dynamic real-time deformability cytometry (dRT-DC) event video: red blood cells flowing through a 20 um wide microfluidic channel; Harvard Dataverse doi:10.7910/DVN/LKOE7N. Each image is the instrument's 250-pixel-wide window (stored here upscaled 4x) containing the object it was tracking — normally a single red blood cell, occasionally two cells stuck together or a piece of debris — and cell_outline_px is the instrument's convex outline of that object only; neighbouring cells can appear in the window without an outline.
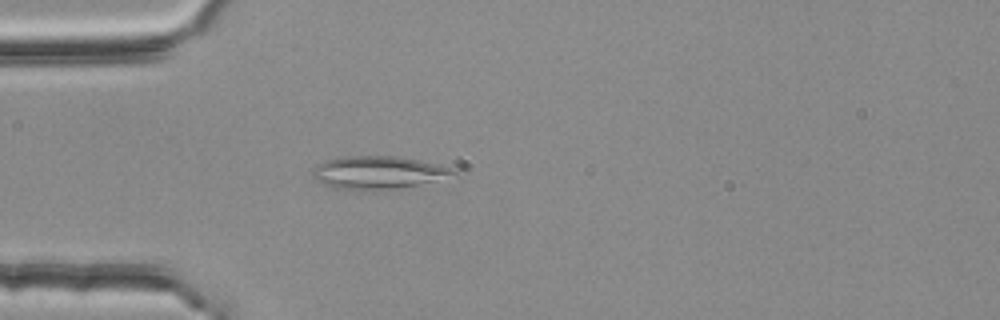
{"species": "common noctule bat (a hibernating species)", "species_latin": "Nyctalus noctula", "temperature_condition": "room temperature", "stored_images_in_passage": 53, "camera_frame_rate_fps": 3000, "um_per_image_px": 0.085, "animal": {"sex": "female", "body_mass_g": 25.1}, "frame": {"image": 1, "passage_image": 13, "time_ms": 4.0, "image_size_px": [1000, 320], "cell_outline_px": [[460, 176], [384, 192], [364, 192], [332, 188], [316, 180], [312, 176], [312, 168], [316, 164], [340, 156], [400, 156], [440, 164], [452, 168], [460, 172]], "centroid_in_image_um": [32.22, 14.71], "position_along_channel_um": 52.8, "area_um2": 28.5}}
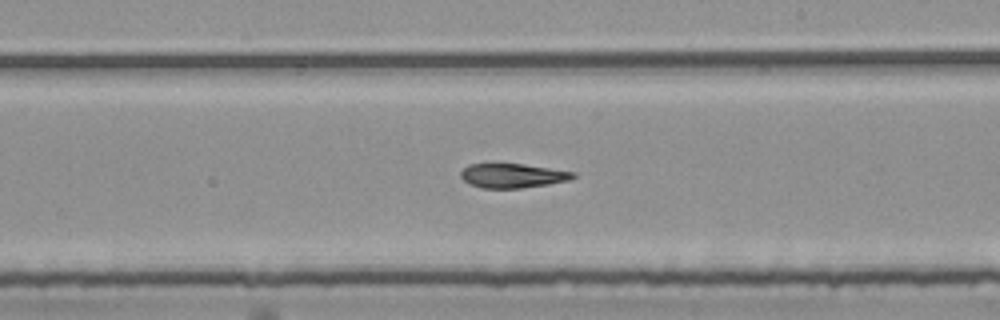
{"frame": {"image": 2, "passage_image": 29, "time_ms": 9.333, "image_size_px": [1000, 320], "cell_outline_px": [[576, 176], [568, 180], [548, 184], [520, 188], [480, 188], [468, 184], [460, 176], [460, 172], [468, 164], [524, 164], [576, 172]], "centroid_in_image_um": [43.55, 14.93], "position_along_channel_um": 245.5, "area_um2": 15.9}}
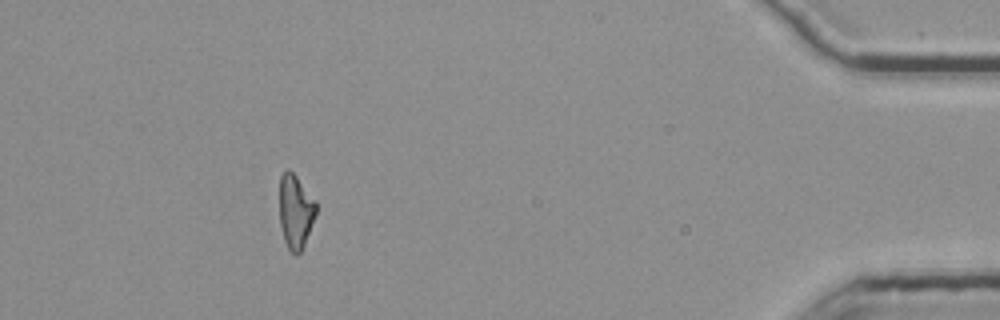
{"frame": {"image": 3, "passage_image": 47, "time_ms": 15.333, "image_size_px": [1000, 320], "cell_outline_px": [[316, 212], [304, 244], [300, 252], [296, 256], [288, 248], [284, 240], [280, 224], [280, 176], [288, 168], [296, 176], [316, 200]], "centroid_in_image_um": [25.11, 17.96], "position_along_channel_um": 410.1, "area_um2": 15.55}, "authors_computed_cell_mechanics": {"area_um2": 16.9354, "velocity_mm_per_s": 3.7762, "shape_relaxation_time_tau1_ms": null, "shape_relaxation_time_tau2_ms": 3.9051, "deformation_change_tau1": null, "deformation_change_tau2": 0.1154}}